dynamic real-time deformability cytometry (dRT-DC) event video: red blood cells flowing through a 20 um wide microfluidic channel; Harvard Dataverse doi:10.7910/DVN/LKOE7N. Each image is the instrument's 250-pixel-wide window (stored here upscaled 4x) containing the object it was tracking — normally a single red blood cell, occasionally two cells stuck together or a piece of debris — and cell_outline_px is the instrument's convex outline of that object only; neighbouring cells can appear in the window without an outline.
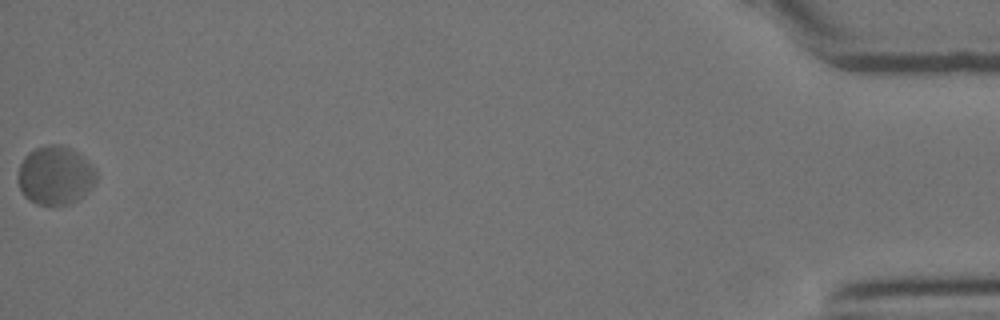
{"species": "Egyptian fruit bat (a non-hibernating species)", "species_latin": "Rousettus aegyptiacus", "temperature_condition": "room temperature", "stored_images_in_passage": 31, "camera_frame_rate_fps": 3000, "um_per_image_px": 0.085, "animal": {"sex": "female"}, "frame": {"image": 1, "passage_image": 31, "time_ms": 10.0, "image_size_px": [1000, 320], "cell_outline_px": [[96, 180], [84, 196], [68, 204], [36, 204], [28, 200], [24, 196], [20, 188], [20, 164], [24, 156], [28, 152], [36, 148], [48, 144], [60, 144], [76, 152], [96, 168]], "centroid_in_image_um": [4.7, 14.9], "position_along_channel_um": 430.5, "area_um2": 26.41}}